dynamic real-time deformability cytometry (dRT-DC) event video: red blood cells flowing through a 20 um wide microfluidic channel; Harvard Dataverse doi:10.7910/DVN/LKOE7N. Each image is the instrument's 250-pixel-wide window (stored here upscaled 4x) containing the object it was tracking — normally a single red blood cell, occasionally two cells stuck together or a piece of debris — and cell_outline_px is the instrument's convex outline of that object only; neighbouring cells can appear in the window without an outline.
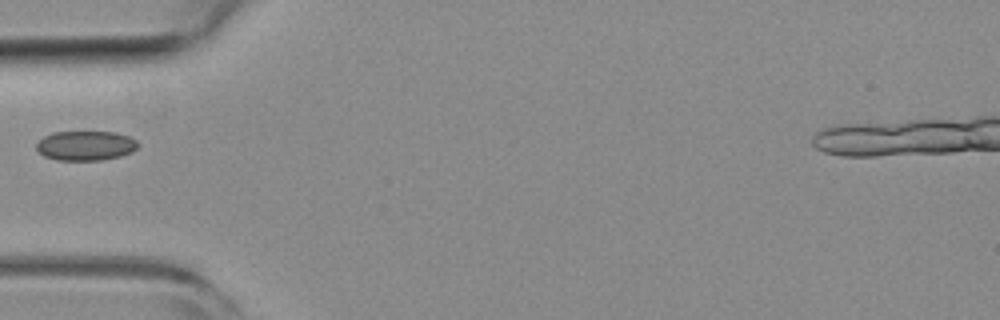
{"species": "common noctule bat (a hibernating species)", "species_latin": "Nyctalus noctula", "temperature_condition": "room temperature", "stored_images_in_passage": 6, "camera_frame_rate_fps": 3000, "um_per_image_px": 0.085, "animal": {"sex": "female", "body_mass_g": 19.3, "forearm_length_mm": 54.1}, "frame": {"image": 1, "passage_image": 1, "time_ms": 0.0, "image_size_px": [1000, 320], "cell_outline_px": [[140, 144], [132, 152], [120, 156], [100, 160], [56, 160], [44, 156], [36, 148], [36, 144], [44, 136], [52, 132], [116, 132], [128, 136], [136, 140]], "centroid_in_image_um": [7.28, 12.38], "position_along_channel_um": 77.7, "area_um2": 17.51}}